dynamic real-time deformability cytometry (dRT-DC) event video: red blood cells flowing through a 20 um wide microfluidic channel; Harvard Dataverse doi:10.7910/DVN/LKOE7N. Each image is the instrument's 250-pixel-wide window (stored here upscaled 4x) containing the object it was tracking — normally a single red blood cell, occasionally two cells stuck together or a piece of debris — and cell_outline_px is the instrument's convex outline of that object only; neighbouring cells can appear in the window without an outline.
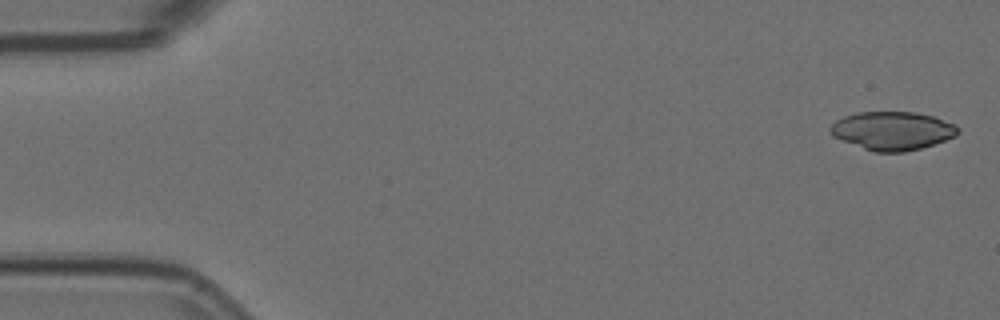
{"species": "Egyptian fruit bat (a non-hibernating species)", "species_latin": "Rousettus aegyptiacus", "temperature_condition": "room temperature", "stored_images_in_passage": 5, "camera_frame_rate_fps": 3000, "um_per_image_px": 0.085, "animal": {"sex": "female"}, "frame": {"image": 1, "passage_image": 1, "time_ms": 0.0, "image_size_px": [1000, 320], "cell_outline_px": [[960, 132], [956, 136], [920, 148], [904, 152], [872, 152], [832, 136], [828, 128], [836, 120], [844, 116], [856, 112], [916, 112], [936, 116], [956, 124], [960, 128]], "centroid_in_image_um": [75.87, 11.1], "position_along_channel_um": 9.1, "area_um2": 28.84}}